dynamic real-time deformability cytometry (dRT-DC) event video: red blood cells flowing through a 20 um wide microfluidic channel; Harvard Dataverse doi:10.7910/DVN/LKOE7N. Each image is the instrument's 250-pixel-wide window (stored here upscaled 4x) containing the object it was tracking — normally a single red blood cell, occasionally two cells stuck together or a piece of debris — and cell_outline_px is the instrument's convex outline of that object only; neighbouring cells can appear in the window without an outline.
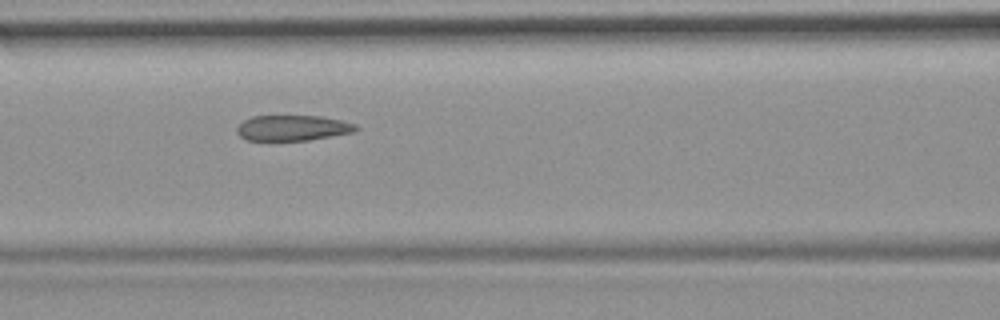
{"species": "common noctule bat (a hibernating species)", "species_latin": "Nyctalus noctula", "temperature_condition": "room temperature", "stored_images_in_passage": 45, "camera_frame_rate_fps": 3000, "um_per_image_px": 0.085, "animal": {"sex": "female", "body_mass_g": 19.9}, "frame": {"image": 1, "passage_image": 14, "time_ms": 4.333, "image_size_px": [1000, 320], "cell_outline_px": [[360, 128], [352, 132], [308, 140], [244, 140], [236, 132], [236, 128], [244, 120], [252, 116], [320, 116], [340, 120], [356, 124]], "centroid_in_image_um": [24.85, 10.87], "position_along_channel_um": 141.8, "area_um2": 17.57}, "authors_computed_cell_mechanics": {"area_um2": 19.074, "velocity_mm_per_s": 3.7488, "shape_relaxation_time_tau1_ms": null, "shape_relaxation_time_tau2_ms": 1.6386, "deformation_change_tau1": null, "deformation_change_tau2": 0.0671}}